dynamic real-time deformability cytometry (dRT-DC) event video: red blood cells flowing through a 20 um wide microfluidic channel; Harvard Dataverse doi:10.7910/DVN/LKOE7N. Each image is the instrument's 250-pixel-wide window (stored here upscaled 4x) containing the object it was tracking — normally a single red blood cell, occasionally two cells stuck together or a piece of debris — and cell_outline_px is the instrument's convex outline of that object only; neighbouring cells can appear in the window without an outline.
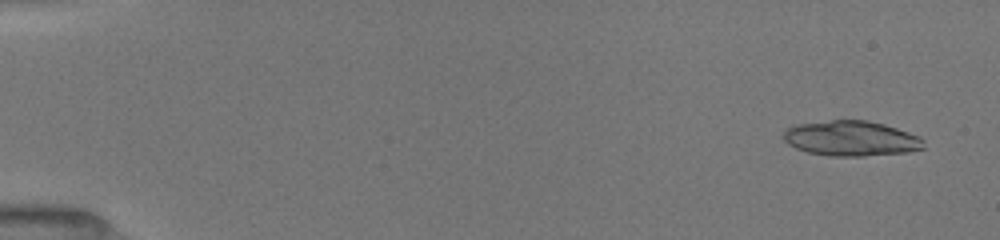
{"species": "common noctule bat (a hibernating species)", "species_latin": "Nyctalus noctula", "temperature_condition": "room temperature", "stored_images_in_passage": 17, "camera_frame_rate_fps": 3000, "um_per_image_px": 0.085, "animal": {"sex": "female", "body_mass_g": 19.5, "forearm_length_mm": 54.1}, "frame": {"image": 1, "passage_image": 2, "time_ms": 0.333, "image_size_px": [1000, 240], "cell_outline_px": [[924, 148], [908, 152], [864, 156], [832, 156], [808, 152], [796, 148], [788, 144], [784, 140], [784, 128], [796, 124], [832, 120], [868, 120], [884, 124], [920, 136], [924, 140]], "centroid_in_image_um": [72.35, 11.76], "position_along_channel_um": 12.7, "area_um2": 28.84}}
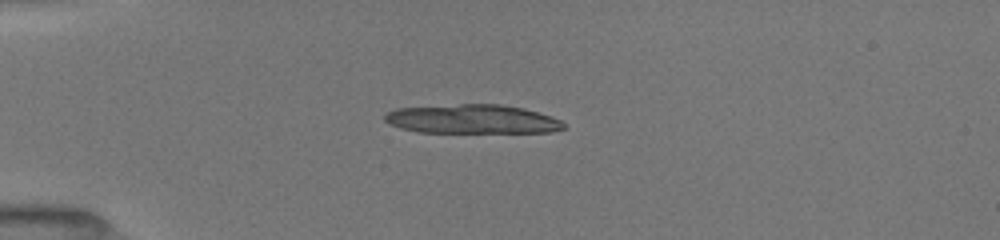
{"frame": {"image": 2, "passage_image": 9, "time_ms": 4.0, "image_size_px": [1000, 240], "cell_outline_px": [[564, 128], [552, 132], [420, 132], [400, 128], [384, 120], [384, 116], [388, 112], [396, 108], [460, 104], [500, 104], [524, 108], [560, 120], [564, 124]], "centroid_in_image_um": [40.12, 10.12], "position_along_channel_um": 44.9, "area_um2": 30.0}}